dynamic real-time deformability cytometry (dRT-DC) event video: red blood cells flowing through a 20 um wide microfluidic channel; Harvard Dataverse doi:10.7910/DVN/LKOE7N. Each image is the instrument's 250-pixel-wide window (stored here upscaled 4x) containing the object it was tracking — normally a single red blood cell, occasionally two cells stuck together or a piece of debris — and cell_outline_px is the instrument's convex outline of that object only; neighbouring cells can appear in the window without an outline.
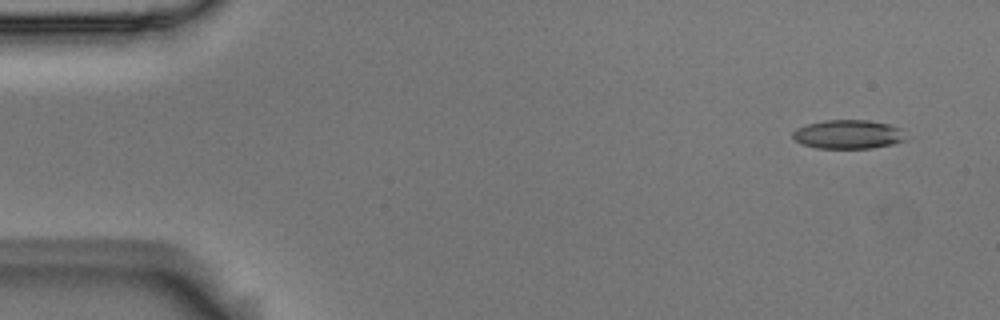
{"species": "Egyptian fruit bat (a non-hibernating species)", "species_latin": "Rousettus aegyptiacus", "temperature_condition": "room temperature", "stored_images_in_passage": 4, "camera_frame_rate_fps": 3000, "um_per_image_px": 0.085, "animal": {"sex": "male"}, "frame": {"image": 1, "passage_image": 1, "time_ms": 0.0, "image_size_px": [1000, 320], "cell_outline_px": [[908, 140], [892, 144], [872, 148], [816, 148], [804, 144], [796, 140], [792, 136], [792, 132], [796, 128], [808, 124], [824, 120], [868, 120], [888, 124], [900, 128]], "centroid_in_image_um": [72.11, 11.42], "position_along_channel_um": 12.9, "area_um2": 19.02}}